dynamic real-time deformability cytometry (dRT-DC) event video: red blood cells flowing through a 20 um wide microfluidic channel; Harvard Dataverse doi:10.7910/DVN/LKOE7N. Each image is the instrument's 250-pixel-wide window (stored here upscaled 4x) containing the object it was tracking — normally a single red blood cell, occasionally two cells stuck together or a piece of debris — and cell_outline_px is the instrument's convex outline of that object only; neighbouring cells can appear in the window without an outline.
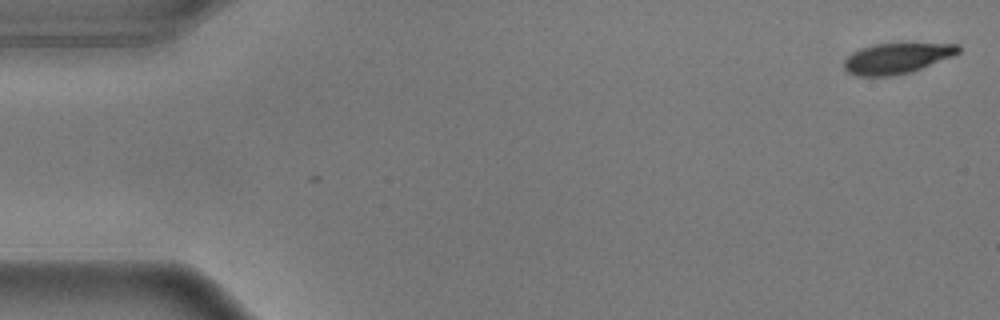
{"species": "common noctule bat (a hibernating species)", "species_latin": "Nyctalus noctula", "temperature_condition": "warm", "stored_images_in_passage": 3, "camera_frame_rate_fps": 3000, "um_per_image_px": 0.085, "animal": {"sex": "male", "body_mass_g": 17.9}, "frame": {"image": 1, "passage_image": 3, "time_ms": 0.667, "image_size_px": [1000, 320], "cell_outline_px": [[960, 52], [952, 56], [912, 72], [892, 76], [856, 76], [848, 72], [844, 68], [844, 60], [852, 52], [860, 48], [872, 44], [960, 44]], "centroid_in_image_um": [76.2, 4.96], "position_along_channel_um": 8.8, "area_um2": 20.29}}